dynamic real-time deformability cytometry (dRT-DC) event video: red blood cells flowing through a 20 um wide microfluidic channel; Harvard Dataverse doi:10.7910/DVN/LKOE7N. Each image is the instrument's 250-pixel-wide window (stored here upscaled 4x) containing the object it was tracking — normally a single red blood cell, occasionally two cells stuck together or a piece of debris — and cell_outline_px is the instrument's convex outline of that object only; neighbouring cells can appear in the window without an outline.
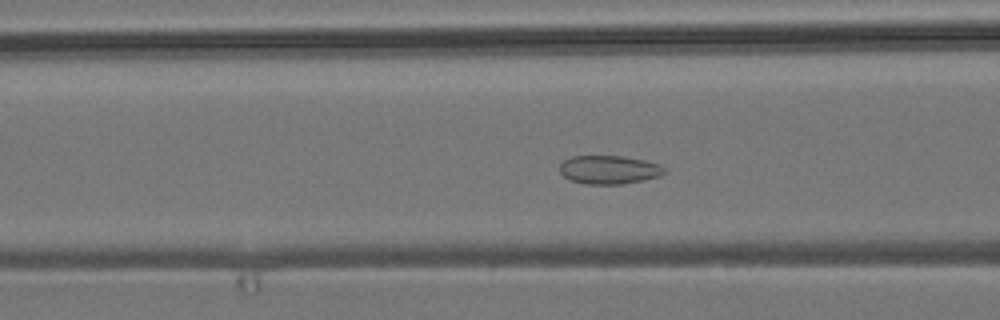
{"species": "common noctule bat (a hibernating species)", "species_latin": "Nyctalus noctula", "temperature_condition": "room temperature", "stored_images_in_passage": 38, "camera_frame_rate_fps": 3000, "um_per_image_px": 0.085, "animal": {"sex": "male", "body_mass_g": 19.2, "forearm_length_mm": 51.8}, "frame": {"image": 1, "passage_image": 5, "time_ms": 1.333, "image_size_px": [1000, 320], "cell_outline_px": [[664, 172], [660, 176], [644, 180], [620, 184], [588, 184], [572, 180], [564, 176], [560, 172], [560, 164], [564, 160], [572, 156], [624, 156], [644, 160], [660, 164], [664, 168]], "centroid_in_image_um": [51.78, 14.42], "position_along_channel_um": 114.8, "area_um2": 17.28}}
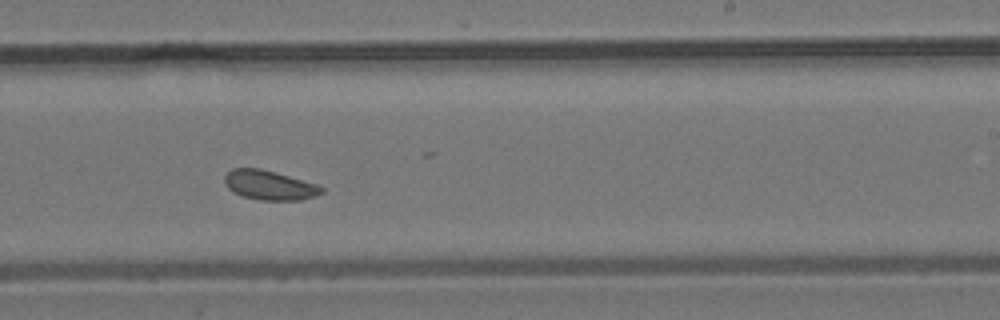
{"frame": {"image": 2, "passage_image": 17, "time_ms": 5.333, "image_size_px": [1000, 320], "cell_outline_px": [[324, 192], [300, 200], [260, 200], [244, 196], [228, 188], [224, 180], [224, 176], [232, 168], [260, 168], [276, 172], [316, 184], [324, 188]], "centroid_in_image_um": [22.9, 15.73], "position_along_channel_um": 266.1, "area_um2": 16.42}}
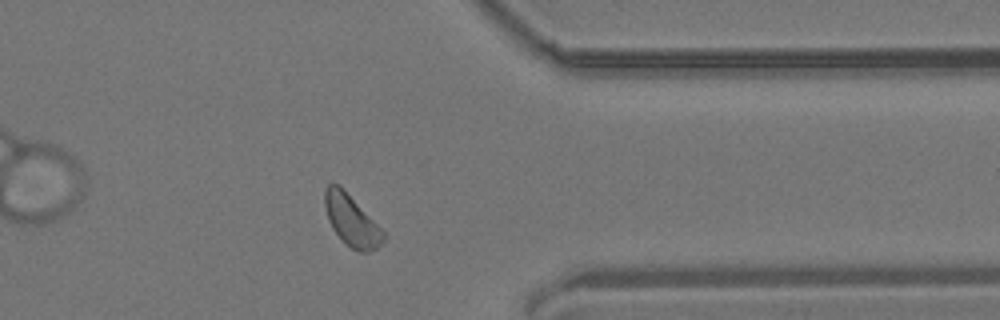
{"frame": {"image": 3, "passage_image": 27, "time_ms": 8.667, "image_size_px": [1000, 320], "cell_outline_px": [[384, 240], [376, 248], [368, 252], [360, 252], [352, 248], [332, 228], [328, 220], [324, 204], [324, 188], [328, 184], [340, 184], [384, 232]], "centroid_in_image_um": [29.85, 18.7], "position_along_channel_um": 381.6, "area_um2": 17.11}, "authors_computed_cell_mechanics": {"area_um2": 17.0799, "velocity_mm_per_s": 3.7851, "shape_relaxation_time_tau1_ms": null, "shape_relaxation_time_tau2_ms": 3.725, "deformation_change_tau1": null, "deformation_change_tau2": 0.0856}}